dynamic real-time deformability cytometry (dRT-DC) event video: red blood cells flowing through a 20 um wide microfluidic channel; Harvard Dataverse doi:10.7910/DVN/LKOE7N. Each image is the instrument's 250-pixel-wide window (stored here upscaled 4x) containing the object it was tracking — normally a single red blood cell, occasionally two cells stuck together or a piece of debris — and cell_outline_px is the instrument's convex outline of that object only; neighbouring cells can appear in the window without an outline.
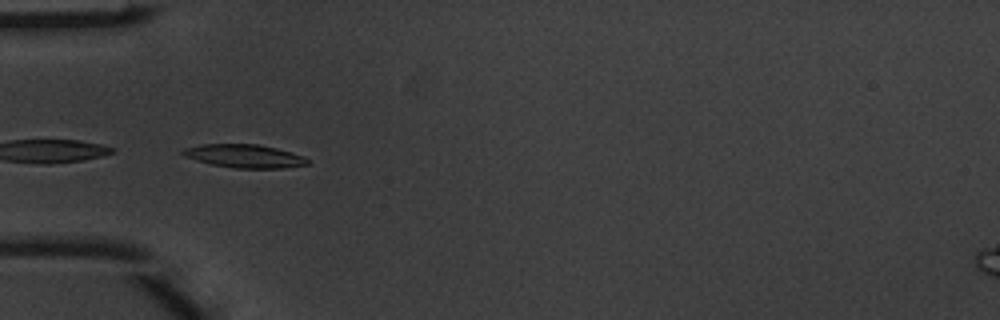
{"species": "common noctule bat (a hibernating species)", "species_latin": "Nyctalus noctula", "temperature_condition": "warm", "stored_images_in_passage": 6, "camera_frame_rate_fps": 3000, "um_per_image_px": 0.085, "animal": {"sex": "male", "body_mass_g": 20.1, "forearm_length_mm": 53.5}, "frame": {"image": 1, "passage_image": 3, "time_ms": 0.667, "image_size_px": [1000, 320], "cell_outline_px": [[308, 164], [284, 168], [232, 168], [212, 164], [196, 160], [184, 156], [180, 152], [184, 148], [200, 144], [256, 144], [276, 148], [292, 152], [304, 156], [308, 160]], "centroid_in_image_um": [20.76, 13.26], "position_along_channel_um": 64.2, "area_um2": 16.94}}
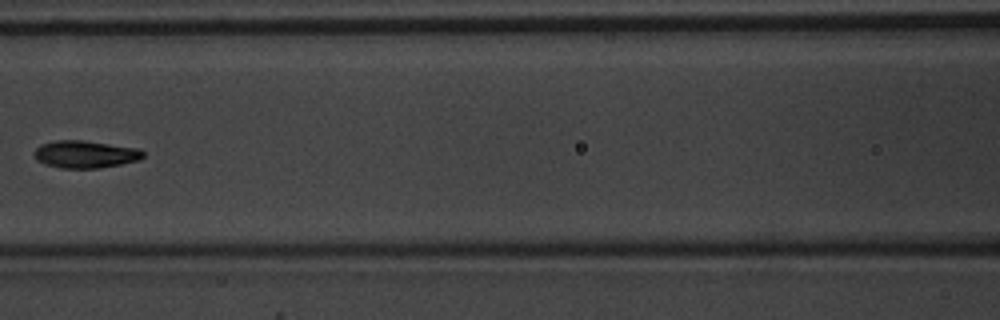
{"frame": {"image": 2, "passage_image": 5, "time_ms": 1.333, "image_size_px": [1000, 320], "cell_outline_px": [[144, 156], [140, 160], [100, 168], [60, 168], [44, 164], [36, 160], [32, 152], [40, 144], [56, 140], [84, 140], [140, 148], [144, 152]], "centroid_in_image_um": [7.23, 13.11], "position_along_channel_um": 159.4, "area_um2": 17.69}}
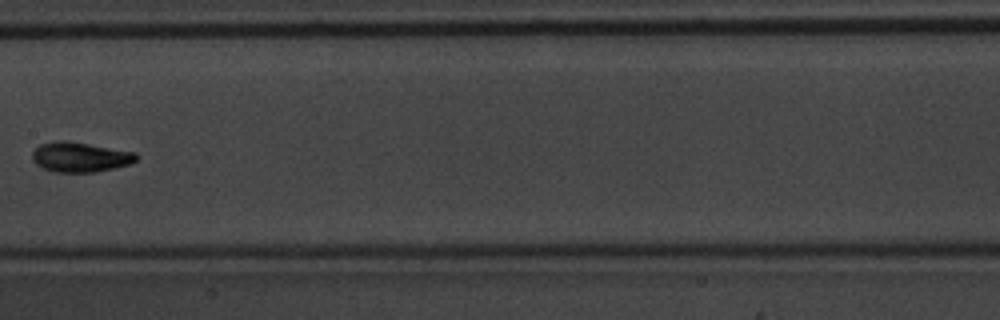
{"frame": {"image": 3, "passage_image": 6, "time_ms": 1.667, "image_size_px": [1000, 320], "cell_outline_px": [[136, 160], [132, 164], [96, 172], [52, 172], [36, 164], [32, 160], [32, 152], [40, 144], [60, 140], [88, 144], [136, 152]], "centroid_in_image_um": [6.81, 13.36], "position_along_channel_um": 200.6, "area_um2": 18.03}}